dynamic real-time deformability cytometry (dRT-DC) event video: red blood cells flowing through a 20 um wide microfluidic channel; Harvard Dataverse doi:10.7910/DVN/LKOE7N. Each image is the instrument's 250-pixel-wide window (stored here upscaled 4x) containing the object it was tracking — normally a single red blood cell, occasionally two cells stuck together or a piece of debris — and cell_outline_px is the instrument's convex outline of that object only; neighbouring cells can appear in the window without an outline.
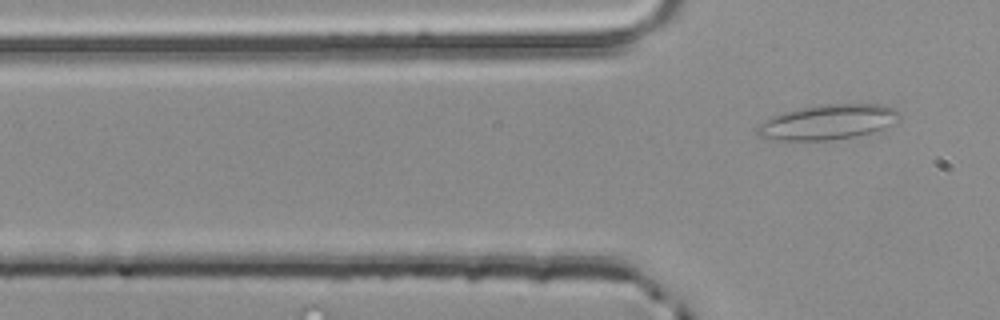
{"species": "common noctule bat (a hibernating species)", "species_latin": "Nyctalus noctula", "temperature_condition": "room temperature", "stored_images_in_passage": 5, "camera_frame_rate_fps": 3000, "um_per_image_px": 0.085, "animal": {"sex": "male", "body_mass_g": 20.4}, "frame": {"image": 1, "passage_image": 5, "time_ms": 1.333, "image_size_px": [1000, 320], "cell_outline_px": [[900, 120], [884, 128], [872, 132], [856, 136], [824, 140], [776, 140], [760, 136], [756, 132], [756, 128], [760, 124], [772, 116], [784, 112], [800, 108], [824, 104], [884, 104], [896, 108], [900, 112]], "centroid_in_image_um": [70.42, 10.36], "position_along_channel_um": 55.4, "area_um2": 28.9}}